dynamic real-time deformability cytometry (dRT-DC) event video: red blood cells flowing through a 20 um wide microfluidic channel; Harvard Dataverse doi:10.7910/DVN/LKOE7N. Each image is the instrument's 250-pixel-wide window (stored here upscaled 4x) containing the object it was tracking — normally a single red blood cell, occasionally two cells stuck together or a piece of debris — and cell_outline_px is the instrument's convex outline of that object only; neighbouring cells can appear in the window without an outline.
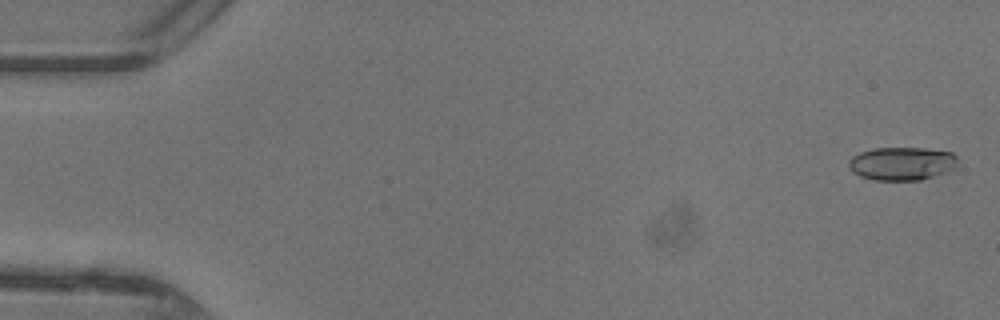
{"species": "common noctule bat (a hibernating species)", "species_latin": "Nyctalus noctula", "temperature_condition": "warm", "stored_images_in_passage": 33, "camera_frame_rate_fps": 3000, "um_per_image_px": 0.085, "animal": {"sex": "female"}, "frame": {"image": 1, "passage_image": 2, "time_ms": 0.333, "image_size_px": [1000, 320], "cell_outline_px": [[956, 168], [948, 172], [920, 180], [872, 180], [860, 176], [852, 172], [848, 164], [848, 160], [852, 156], [860, 152], [872, 148], [924, 148], [952, 152], [956, 156]], "centroid_in_image_um": [76.65, 13.9], "position_along_channel_um": 8.4, "area_um2": 21.33}}
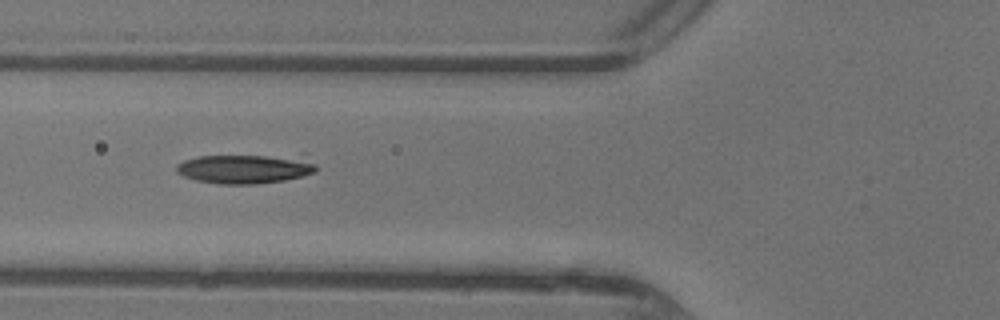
{"frame": {"image": 2, "passage_image": 19, "time_ms": 6.0, "image_size_px": [1000, 320], "cell_outline_px": [[316, 172], [284, 180], [256, 184], [220, 184], [196, 180], [184, 176], [176, 172], [176, 164], [184, 160], [200, 156], [264, 156], [316, 164]], "centroid_in_image_um": [20.62, 14.4], "position_along_channel_um": 105.2, "area_um2": 22.54}}
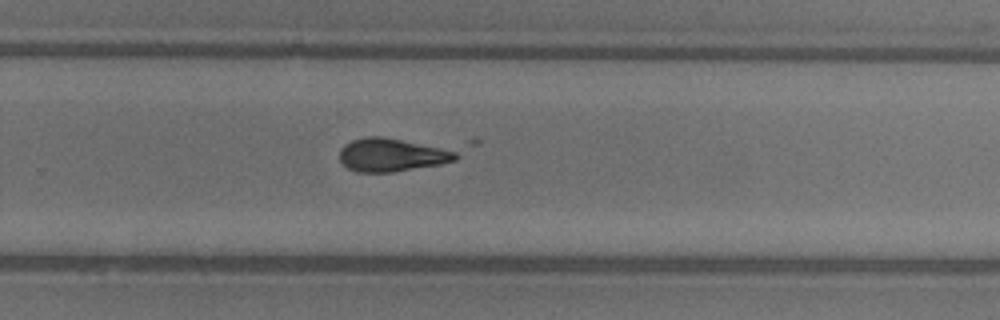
{"frame": {"image": 3, "passage_image": 32, "time_ms": 10.333, "image_size_px": [1000, 320], "cell_outline_px": [[484, 140], [480, 144], [456, 160], [440, 164], [392, 172], [356, 172], [348, 168], [340, 160], [340, 148], [344, 144], [352, 140], [364, 136], [380, 136]], "centroid_in_image_um": [34.15, 12.98], "position_along_channel_um": 295.7, "area_um2": 27.69}}